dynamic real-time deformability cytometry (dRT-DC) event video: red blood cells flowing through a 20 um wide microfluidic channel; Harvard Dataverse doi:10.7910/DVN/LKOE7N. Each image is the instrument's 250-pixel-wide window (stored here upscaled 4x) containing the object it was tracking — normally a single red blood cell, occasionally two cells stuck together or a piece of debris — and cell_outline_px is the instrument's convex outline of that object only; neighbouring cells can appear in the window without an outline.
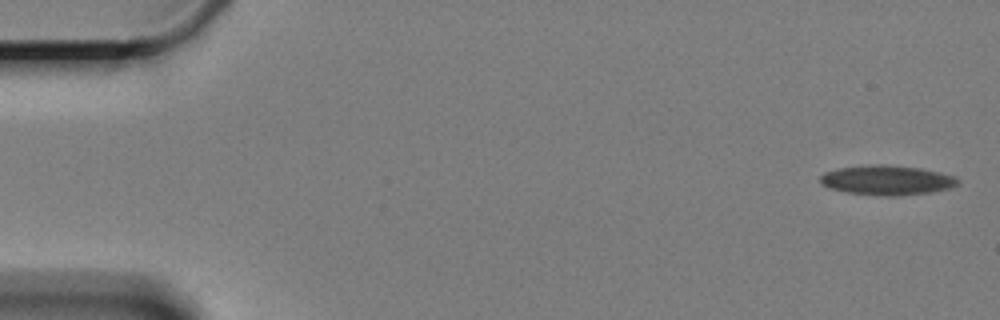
{"species": "Egyptian fruit bat (a non-hibernating species)", "species_latin": "Rousettus aegyptiacus", "temperature_condition": "cold", "stored_images_in_passage": 5, "camera_frame_rate_fps": 3000, "um_per_image_px": 0.085, "animal": {"sex": "female"}, "frame": {"image": 1, "passage_image": 1, "time_ms": 0.0, "image_size_px": [1000, 320], "cell_outline_px": [[960, 184], [948, 188], [928, 192], [896, 196], [888, 196], [848, 192], [832, 188], [824, 184], [820, 180], [820, 176], [824, 172], [840, 168], [872, 164], [884, 164], [920, 168], [940, 172], [956, 176], [960, 180]], "centroid_in_image_um": [75.44, 15.3], "position_along_channel_um": 9.6, "area_um2": 23.52}}
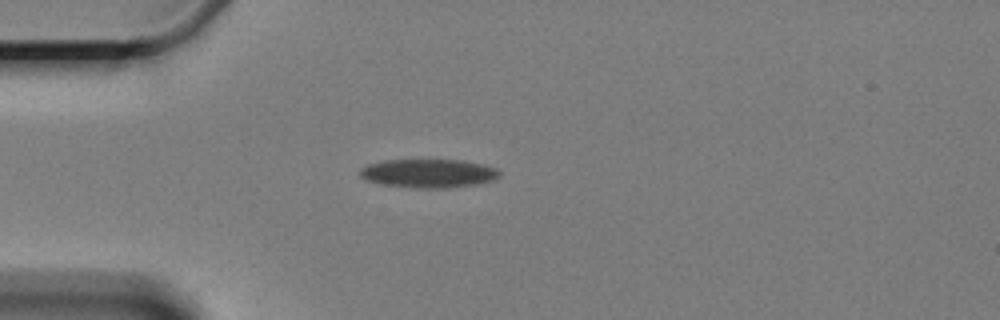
{"frame": {"image": 2, "passage_image": 5, "time_ms": 4.667, "image_size_px": [1000, 320], "cell_outline_px": [[500, 176], [492, 180], [472, 184], [448, 188], [416, 188], [384, 184], [364, 180], [360, 176], [360, 168], [368, 164], [384, 160], [464, 160], [496, 168], [500, 172]], "centroid_in_image_um": [36.38, 14.73], "position_along_channel_um": 48.6, "area_um2": 23.12}}